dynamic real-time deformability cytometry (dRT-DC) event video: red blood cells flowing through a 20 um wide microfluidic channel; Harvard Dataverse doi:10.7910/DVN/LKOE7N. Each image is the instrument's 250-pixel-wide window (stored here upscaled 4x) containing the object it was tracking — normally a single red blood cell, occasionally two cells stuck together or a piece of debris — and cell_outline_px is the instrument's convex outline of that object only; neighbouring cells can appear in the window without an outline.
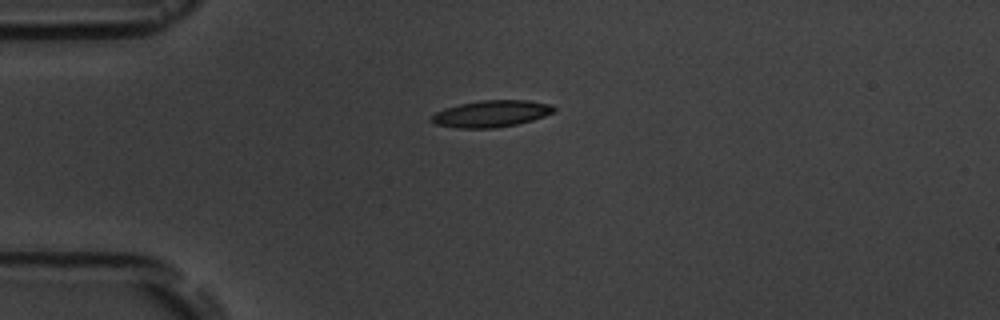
{"species": "common noctule bat (a hibernating species)", "species_latin": "Nyctalus noctula", "temperature_condition": "room temperature", "stored_images_in_passage": 3, "camera_frame_rate_fps": 3000, "um_per_image_px": 0.085, "animal": {"sex": "male", "body_mass_g": 19.5, "forearm_length_mm": 54.6}, "frame": {"image": 1, "passage_image": 1, "time_ms": 0.0, "image_size_px": [1000, 320], "cell_outline_px": [[556, 108], [552, 112], [544, 116], [532, 120], [516, 124], [496, 128], [456, 128], [436, 124], [432, 120], [432, 116], [436, 112], [444, 108], [460, 104], [480, 100], [528, 100], [552, 104]], "centroid_in_image_um": [41.77, 9.66], "position_along_channel_um": 43.2, "area_um2": 18.96}}
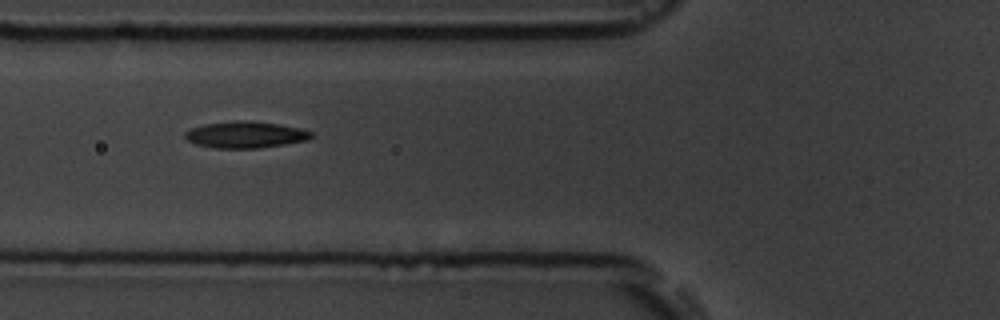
{"frame": {"image": 2, "passage_image": 3, "time_ms": 2.333, "image_size_px": [1000, 320], "cell_outline_px": [[316, 136], [308, 140], [260, 148], [216, 148], [196, 144], [188, 140], [184, 136], [184, 132], [192, 128], [204, 124], [232, 120], [252, 120], [280, 124], [300, 128], [312, 132]], "centroid_in_image_um": [20.9, 11.43], "position_along_channel_um": 104.9, "area_um2": 19.77}}